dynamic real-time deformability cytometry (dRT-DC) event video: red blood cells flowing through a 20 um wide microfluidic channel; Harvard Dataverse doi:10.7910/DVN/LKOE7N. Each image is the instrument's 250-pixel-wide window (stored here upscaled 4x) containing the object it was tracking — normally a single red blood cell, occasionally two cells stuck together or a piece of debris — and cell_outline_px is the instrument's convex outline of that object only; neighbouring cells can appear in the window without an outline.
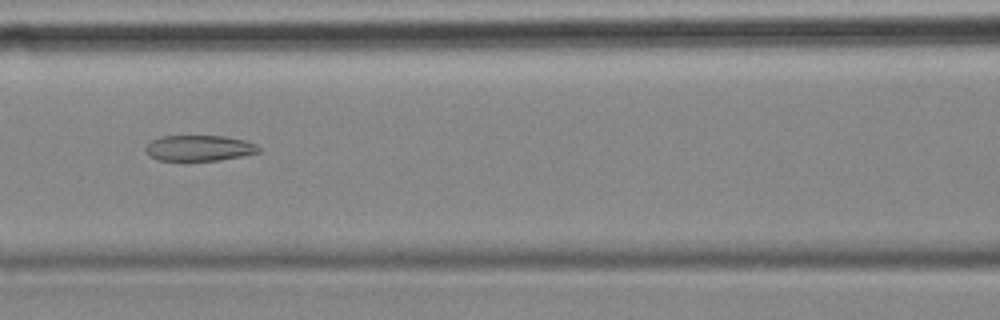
{"species": "common noctule bat (a hibernating species)", "species_latin": "Nyctalus noctula", "temperature_condition": "cold", "stored_images_in_passage": 56, "camera_frame_rate_fps": 3000, "um_per_image_px": 0.085, "animal": {"sex": "female", "body_mass_g": 18.4}, "frame": {"image": 1, "passage_image": 24, "time_ms": 7.667, "image_size_px": [1000, 320], "cell_outline_px": [[260, 152], [220, 160], [156, 160], [148, 156], [144, 152], [144, 148], [152, 140], [160, 136], [224, 136], [244, 140], [256, 144], [260, 148]], "centroid_in_image_um": [16.89, 12.58], "position_along_channel_um": 149.7, "area_um2": 16.99}}
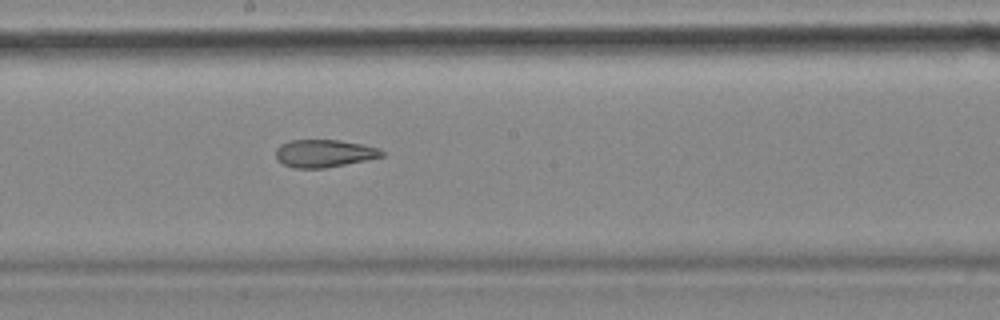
{"frame": {"image": 2, "passage_image": 30, "time_ms": 9.667, "image_size_px": [1000, 320], "cell_outline_px": [[384, 156], [368, 160], [324, 168], [296, 168], [284, 164], [276, 156], [276, 148], [280, 144], [292, 140], [340, 140], [364, 144], [380, 148], [384, 152]], "centroid_in_image_um": [27.61, 13.03], "position_along_channel_um": 220.6, "area_um2": 17.11}}
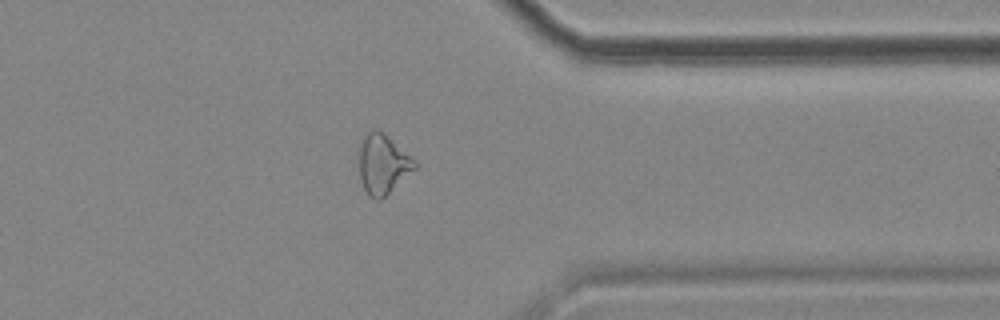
{"frame": {"image": 3, "passage_image": 44, "time_ms": 14.333, "image_size_px": [1000, 320], "cell_outline_px": [[416, 168], [380, 200], [376, 200], [368, 196], [364, 188], [360, 176], [360, 148], [364, 136], [372, 128], [380, 132], [408, 156], [416, 164]], "centroid_in_image_um": [32.49, 14.01], "position_along_channel_um": 378.9, "area_um2": 18.26}, "authors_computed_cell_mechanics": {"area_um2": 20.5479, "velocity_mm_per_s": 3.5625, "shape_relaxation_time_tau1_ms": null, "shape_relaxation_time_tau2_ms": 4.8167, "deformation_change_tau1": null, "deformation_change_tau2": 0.1355}}